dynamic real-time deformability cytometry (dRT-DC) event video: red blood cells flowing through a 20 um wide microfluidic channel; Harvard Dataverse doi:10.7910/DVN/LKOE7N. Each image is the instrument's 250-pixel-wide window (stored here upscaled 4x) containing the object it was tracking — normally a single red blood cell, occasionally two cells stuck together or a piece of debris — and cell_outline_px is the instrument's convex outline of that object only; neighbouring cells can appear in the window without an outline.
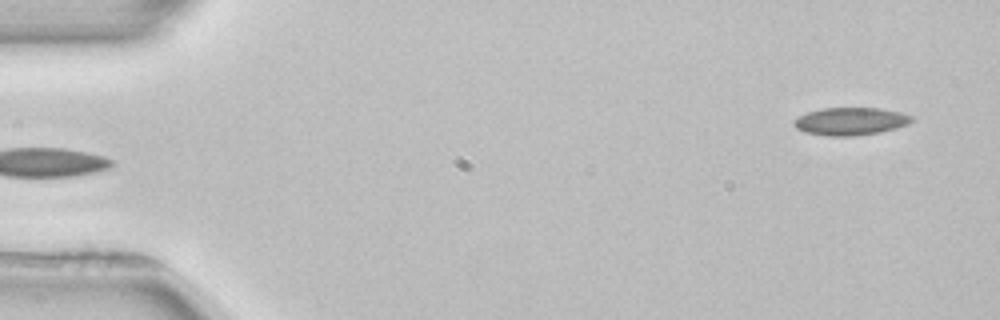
{"species": "common noctule bat (a hibernating species)", "species_latin": "Nyctalus noctula", "temperature_condition": "room temperature", "stored_images_in_passage": 5, "segment_of_instrument_passage": [2, 2], "camera_frame_rate_fps": 3000, "um_per_image_px": 0.085, "animal": {"sex": "female", "body_mass_g": 22.7, "forearm_length_mm": 54.2}, "frame": {"image": 1, "passage_image": 5, "time_ms": 5.0, "image_size_px": [1000, 320], "cell_outline_px": [[916, 120], [908, 124], [896, 128], [880, 132], [852, 136], [828, 136], [804, 132], [796, 128], [792, 124], [792, 120], [808, 112], [820, 108], [880, 108], [900, 112], [912, 116]], "centroid_in_image_um": [72.29, 10.31], "position_along_channel_um": 12.7, "area_um2": 19.13}}